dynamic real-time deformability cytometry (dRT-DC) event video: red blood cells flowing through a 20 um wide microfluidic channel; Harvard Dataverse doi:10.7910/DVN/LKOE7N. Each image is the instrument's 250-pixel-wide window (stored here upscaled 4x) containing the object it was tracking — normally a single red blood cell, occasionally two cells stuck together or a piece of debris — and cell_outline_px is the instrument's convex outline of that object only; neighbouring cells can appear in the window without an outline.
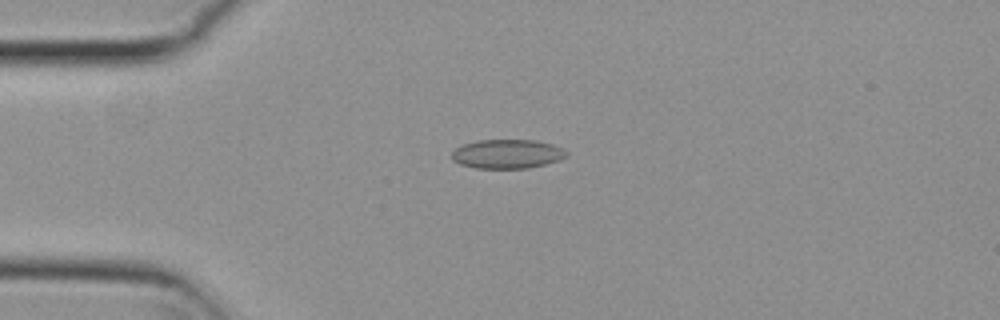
{"species": "common noctule bat (a hibernating species)", "species_latin": "Nyctalus noctula", "temperature_condition": "cold", "stored_images_in_passage": 53, "camera_frame_rate_fps": 3000, "um_per_image_px": 0.085, "animal": {"sex": "female", "body_mass_g": 29.2, "forearm_length_mm": 56.3}, "frame": {"image": 1, "passage_image": 12, "time_ms": 3.667, "image_size_px": [1000, 320], "cell_outline_px": [[568, 156], [560, 160], [528, 168], [476, 168], [460, 164], [452, 160], [452, 152], [456, 148], [464, 144], [476, 140], [536, 140], [552, 144], [564, 148], [568, 152]], "centroid_in_image_um": [43.14, 13.08], "position_along_channel_um": 41.9, "area_um2": 19.54}}
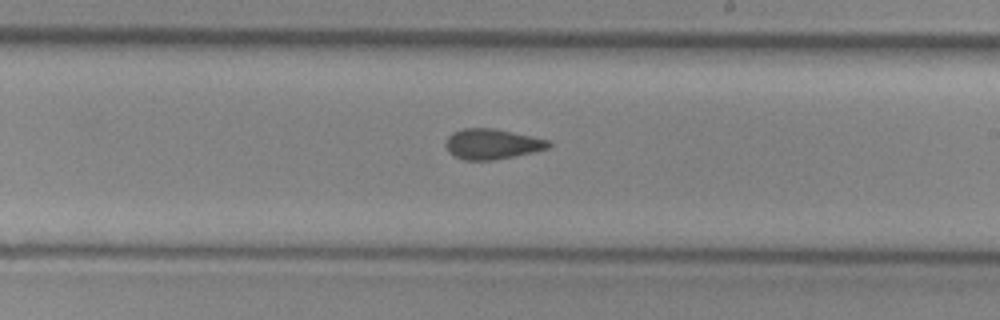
{"frame": {"image": 2, "passage_image": 30, "time_ms": 9.667, "image_size_px": [1000, 320], "cell_outline_px": [[552, 144], [548, 148], [532, 152], [492, 160], [464, 160], [448, 152], [444, 144], [448, 136], [452, 132], [464, 128], [492, 128], [512, 132], [548, 140]], "centroid_in_image_um": [41.77, 12.24], "position_along_channel_um": 247.2, "area_um2": 17.98}}
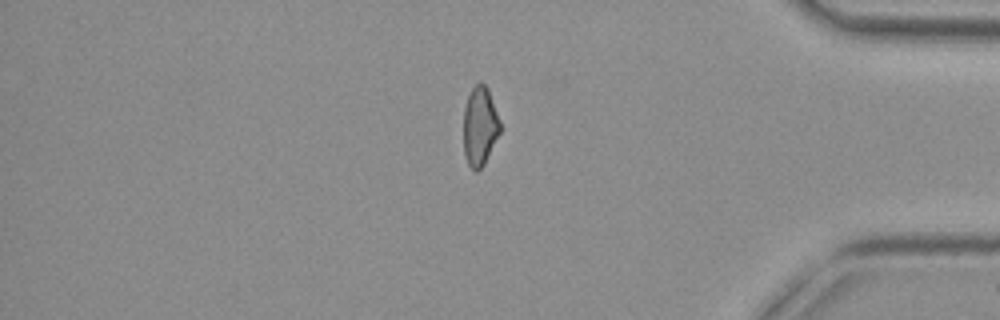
{"frame": {"image": 3, "passage_image": 44, "time_ms": 14.333, "image_size_px": [1000, 320], "cell_outline_px": [[500, 132], [484, 164], [476, 172], [468, 164], [464, 152], [464, 108], [468, 96], [472, 88], [480, 80], [488, 88], [500, 120]], "centroid_in_image_um": [40.79, 10.7], "position_along_channel_um": 394.4, "area_um2": 16.76}, "authors_computed_cell_mechanics": {"area_um2": 18.3804, "velocity_mm_per_s": 3.8109, "shape_relaxation_time_tau1_ms": null, "shape_relaxation_time_tau2_ms": 2.6531, "deformation_change_tau1": null, "deformation_change_tau2": 0.0759}}